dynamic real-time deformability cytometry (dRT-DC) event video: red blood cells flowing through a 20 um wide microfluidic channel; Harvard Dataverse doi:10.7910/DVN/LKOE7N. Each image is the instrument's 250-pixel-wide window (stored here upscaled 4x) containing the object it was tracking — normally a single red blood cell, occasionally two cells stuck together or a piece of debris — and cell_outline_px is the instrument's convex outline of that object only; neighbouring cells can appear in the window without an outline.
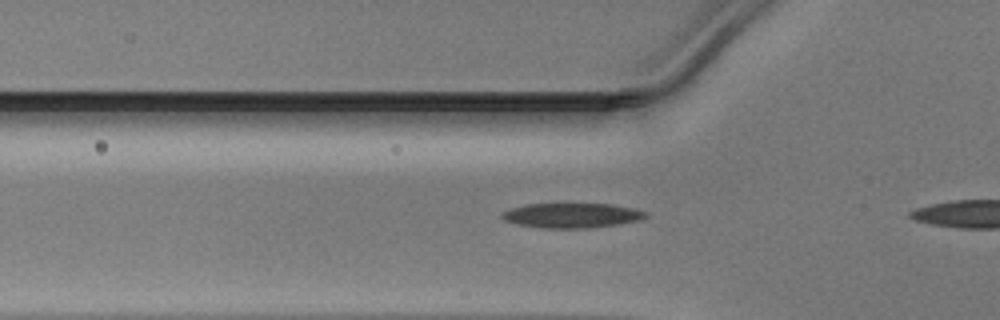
{"species": "Egyptian fruit bat (a non-hibernating species)", "species_latin": "Rousettus aegyptiacus", "temperature_condition": "warm", "stored_images_in_passage": 8, "camera_frame_rate_fps": 3000, "um_per_image_px": 0.085, "animal": {"sex": "male"}, "frame": {"image": 1, "passage_image": 6, "time_ms": 1.667, "image_size_px": [1000, 320], "cell_outline_px": [[648, 216], [636, 220], [616, 224], [588, 228], [540, 228], [516, 224], [504, 220], [500, 216], [500, 212], [524, 204], [612, 204], [636, 208], [648, 212]], "centroid_in_image_um": [48.56, 18.3], "position_along_channel_um": 77.2, "area_um2": 20.81}}